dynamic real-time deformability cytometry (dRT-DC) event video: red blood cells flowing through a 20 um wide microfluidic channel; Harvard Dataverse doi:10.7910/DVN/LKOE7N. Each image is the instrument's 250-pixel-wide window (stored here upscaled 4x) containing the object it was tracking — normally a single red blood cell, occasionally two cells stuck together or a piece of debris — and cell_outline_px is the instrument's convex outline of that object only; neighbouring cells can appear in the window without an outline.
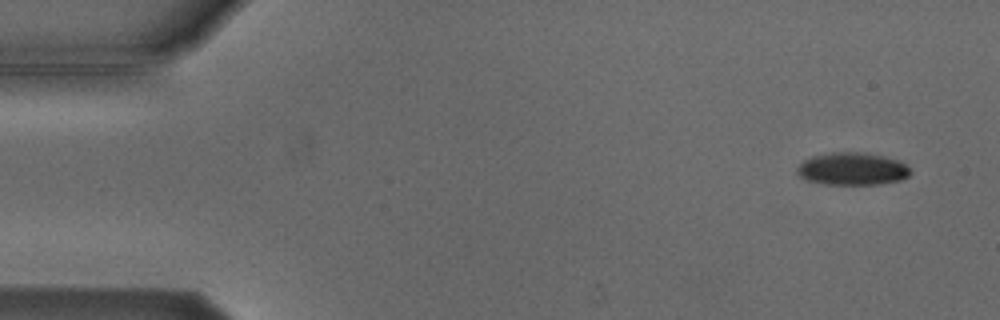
{"species": "Egyptian fruit bat (a non-hibernating species)", "species_latin": "Rousettus aegyptiacus", "temperature_condition": "cold", "stored_images_in_passage": 5, "camera_frame_rate_fps": 3000, "um_per_image_px": 0.085, "animal": {"sex": "male"}, "frame": {"image": 1, "passage_image": 1, "time_ms": 0.0, "image_size_px": [1000, 320], "cell_outline_px": [[912, 172], [908, 176], [900, 180], [880, 184], [824, 184], [808, 180], [800, 176], [796, 172], [796, 168], [804, 160], [812, 156], [832, 152], [864, 152], [884, 156], [900, 160], [908, 164]], "centroid_in_image_um": [72.49, 14.34], "position_along_channel_um": 12.5, "area_um2": 21.68}}
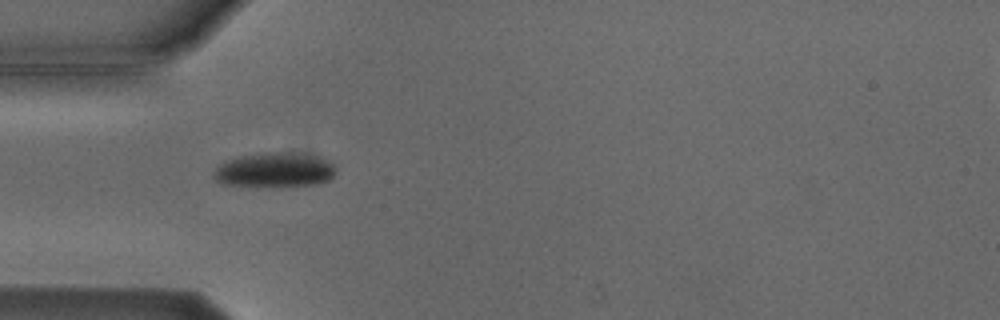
{"frame": {"image": 2, "passage_image": 4, "time_ms": 4.333, "image_size_px": [1000, 320], "cell_outline_px": [[336, 168], [332, 176], [328, 180], [320, 184], [280, 188], [260, 188], [220, 184], [212, 176], [212, 172], [220, 164], [240, 156], [272, 152], [280, 152], [316, 156], [332, 164]], "centroid_in_image_um": [23.29, 14.52], "position_along_channel_um": 61.7, "area_um2": 25.14}}